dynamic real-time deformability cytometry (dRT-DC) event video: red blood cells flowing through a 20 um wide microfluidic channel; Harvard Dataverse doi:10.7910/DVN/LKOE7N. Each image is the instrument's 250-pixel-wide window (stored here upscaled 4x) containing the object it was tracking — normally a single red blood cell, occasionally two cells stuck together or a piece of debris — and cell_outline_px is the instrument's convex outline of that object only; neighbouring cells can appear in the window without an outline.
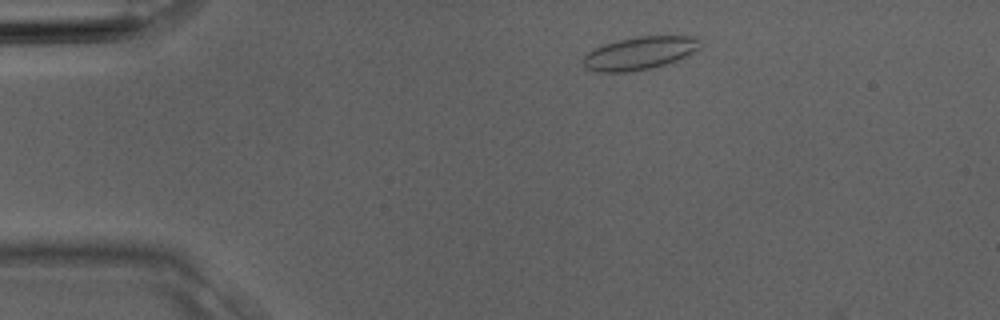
{"species": "Egyptian fruit bat (a non-hibernating species)", "species_latin": "Rousettus aegyptiacus", "temperature_condition": "room temperature", "stored_images_in_passage": 2, "camera_frame_rate_fps": 3000, "um_per_image_px": 0.085, "animal": {"sex": "male"}, "frame": {"image": 1, "passage_image": 1, "time_ms": 0.0, "image_size_px": [1000, 320], "cell_outline_px": [[700, 48], [676, 60], [652, 68], [628, 72], [596, 72], [584, 68], [580, 60], [588, 52], [604, 44], [620, 40], [640, 36], [692, 36], [700, 40]], "centroid_in_image_um": [54.31, 4.53], "position_along_channel_um": 30.7, "area_um2": 22.31}}